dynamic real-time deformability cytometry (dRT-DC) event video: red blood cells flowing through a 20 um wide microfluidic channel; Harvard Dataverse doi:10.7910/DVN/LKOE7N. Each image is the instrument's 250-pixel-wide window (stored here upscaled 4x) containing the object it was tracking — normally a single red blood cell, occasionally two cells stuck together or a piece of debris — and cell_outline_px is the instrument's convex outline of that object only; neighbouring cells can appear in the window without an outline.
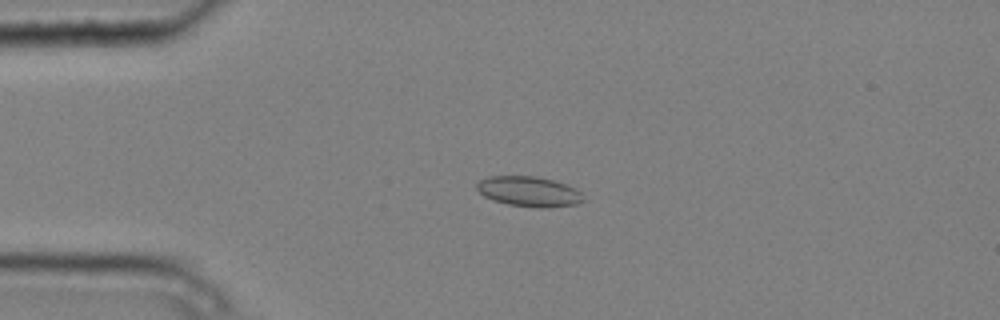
{"species": "common noctule bat (a hibernating species)", "species_latin": "Nyctalus noctula", "temperature_condition": "cold", "stored_images_in_passage": 5, "camera_frame_rate_fps": 3000, "um_per_image_px": 0.085, "animal": {"sex": "male", "body_mass_g": 20.4}, "frame": {"image": 1, "passage_image": 4, "time_ms": 1.0, "image_size_px": [1000, 320], "cell_outline_px": [[588, 200], [576, 204], [548, 208], [540, 208], [508, 204], [492, 200], [484, 196], [476, 188], [476, 184], [480, 180], [488, 176], [536, 176], [568, 184], [576, 188]], "centroid_in_image_um": [45.0, 16.28], "position_along_channel_um": 40.0, "area_um2": 18.96}}